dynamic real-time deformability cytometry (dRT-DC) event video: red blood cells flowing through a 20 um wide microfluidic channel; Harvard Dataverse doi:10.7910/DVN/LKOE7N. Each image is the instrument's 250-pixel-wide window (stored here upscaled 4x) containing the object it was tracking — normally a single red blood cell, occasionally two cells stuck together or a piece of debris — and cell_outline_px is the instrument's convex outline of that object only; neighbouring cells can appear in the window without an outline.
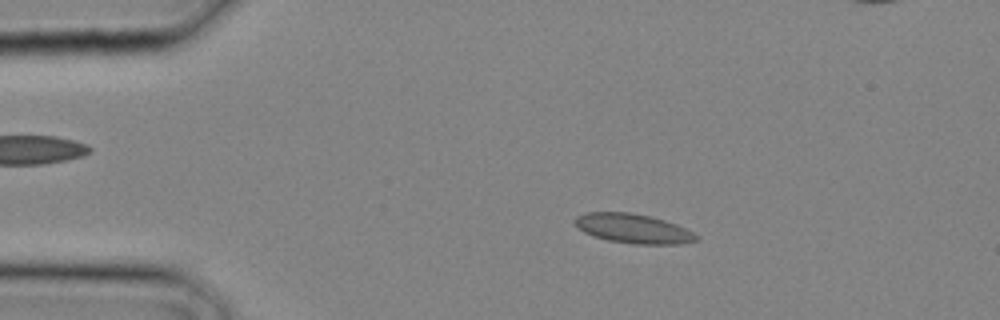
{"species": "common noctule bat (a hibernating species)", "species_latin": "Nyctalus noctula", "temperature_condition": "cold", "stored_images_in_passage": 25, "segment_of_instrument_passage": [1, 2], "camera_frame_rate_fps": 3000, "um_per_image_px": 0.085, "animal": {"sex": "male", "body_mass_g": 20.4}, "frame": {"image": 1, "passage_image": 1, "time_ms": 0.0, "image_size_px": [1000, 320], "cell_outline_px": [[700, 240], [680, 244], [632, 244], [608, 240], [592, 236], [584, 232], [576, 224], [576, 216], [584, 212], [628, 212], [648, 216], [664, 220], [676, 224], [700, 236]], "centroid_in_image_um": [53.85, 19.43], "position_along_channel_um": 31.2, "area_um2": 20.75}}
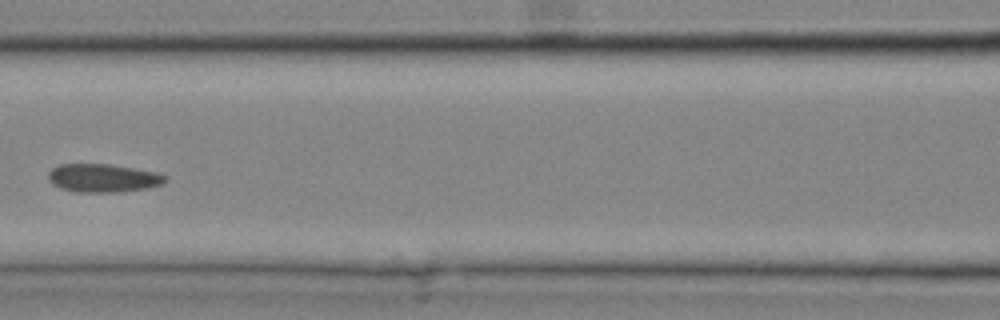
{"frame": {"image": 2, "passage_image": 9, "time_ms": 2.667, "image_size_px": [1000, 320], "cell_outline_px": [[168, 180], [164, 184], [144, 188], [116, 192], [76, 192], [60, 188], [52, 184], [48, 180], [48, 172], [56, 164], [108, 164], [156, 172], [168, 176]], "centroid_in_image_um": [8.73, 15.13], "position_along_channel_um": 157.9, "area_um2": 19.36}}
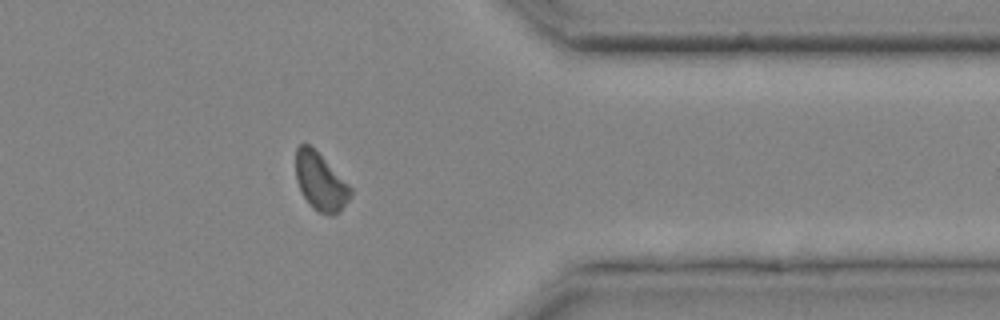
{"frame": {"image": 3, "passage_image": 20, "time_ms": 6.333, "image_size_px": [1000, 320], "cell_outline_px": [[352, 196], [340, 212], [332, 216], [328, 216], [316, 212], [312, 208], [304, 196], [296, 180], [296, 148], [304, 140], [352, 188]], "centroid_in_image_um": [27.24, 15.5], "position_along_channel_um": 384.2, "area_um2": 18.26}}